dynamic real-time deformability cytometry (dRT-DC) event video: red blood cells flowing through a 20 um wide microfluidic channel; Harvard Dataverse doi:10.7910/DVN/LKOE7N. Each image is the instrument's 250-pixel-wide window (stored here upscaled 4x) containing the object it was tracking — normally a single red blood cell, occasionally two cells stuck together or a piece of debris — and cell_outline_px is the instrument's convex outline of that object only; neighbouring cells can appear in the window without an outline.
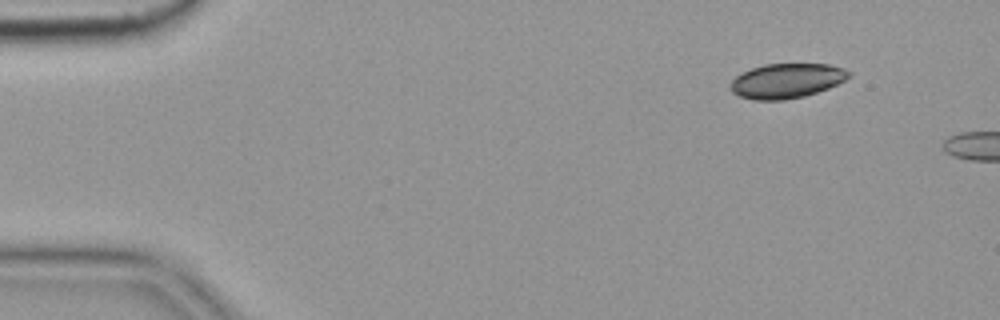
{"species": "common noctule bat (a hibernating species)", "species_latin": "Nyctalus noctula", "temperature_condition": "cold", "stored_images_in_passage": 4, "camera_frame_rate_fps": 3000, "um_per_image_px": 0.085, "animal": {"sex": "female", "body_mass_g": 19.9}, "frame": {"image": 1, "passage_image": 2, "time_ms": 0.333, "image_size_px": [1000, 320], "cell_outline_px": [[852, 76], [828, 88], [804, 96], [784, 100], [752, 100], [740, 96], [732, 92], [728, 88], [728, 84], [736, 76], [752, 68], [764, 64], [828, 64], [844, 68], [852, 72]], "centroid_in_image_um": [66.85, 6.87], "position_along_channel_um": 18.1, "area_um2": 24.04}}